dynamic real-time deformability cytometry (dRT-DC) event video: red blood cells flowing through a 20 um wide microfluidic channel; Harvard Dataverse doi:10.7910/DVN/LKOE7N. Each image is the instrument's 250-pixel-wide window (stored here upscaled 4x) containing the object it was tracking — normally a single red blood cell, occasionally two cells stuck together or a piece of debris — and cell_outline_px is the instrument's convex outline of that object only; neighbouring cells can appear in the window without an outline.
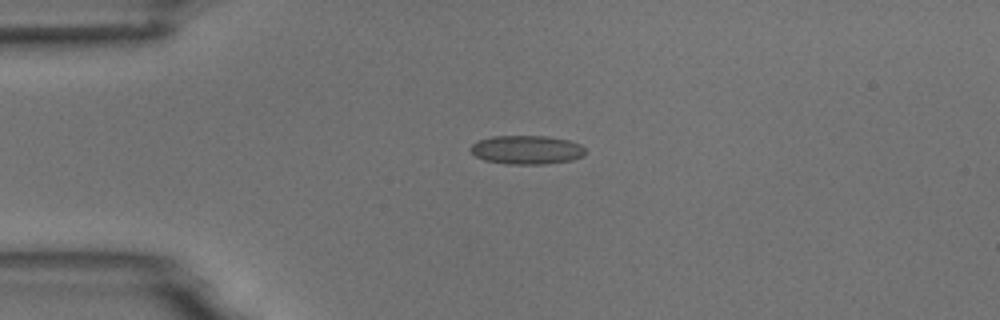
{"species": "common noctule bat (a hibernating species)", "species_latin": "Nyctalus noctula", "temperature_condition": "room temperature", "stored_images_in_passage": 30, "camera_frame_rate_fps": 3000, "um_per_image_px": 0.085, "animal": {"sex": "male", "body_mass_g": 18.8}, "frame": {"image": 1, "passage_image": 1, "time_ms": 0.0, "image_size_px": [1000, 320], "cell_outline_px": [[584, 156], [572, 160], [544, 164], [508, 164], [484, 160], [476, 156], [468, 148], [472, 144], [480, 140], [492, 136], [548, 136], [568, 140], [580, 144], [584, 148]], "centroid_in_image_um": [44.77, 12.73], "position_along_channel_um": 40.2, "area_um2": 19.25}}
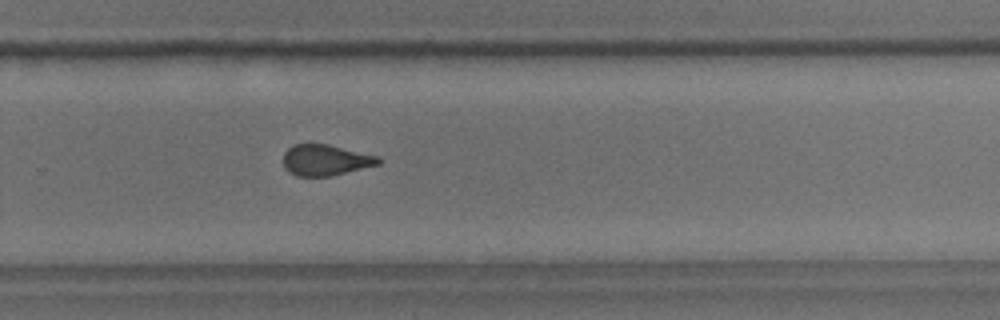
{"frame": {"image": 2, "passage_image": 24, "time_ms": 7.667, "image_size_px": [1000, 320], "cell_outline_px": [[380, 164], [332, 176], [296, 176], [288, 172], [284, 168], [284, 152], [292, 144], [328, 144], [380, 156]], "centroid_in_image_um": [27.67, 13.61], "position_along_channel_um": 302.1, "area_um2": 17.34}}
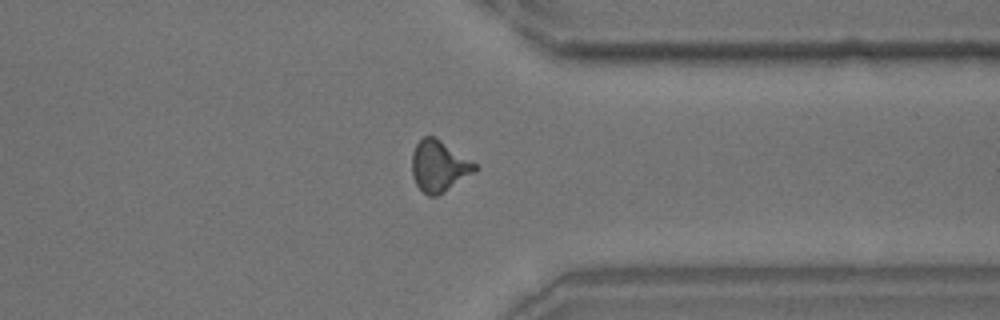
{"frame": {"image": 3, "passage_image": 30, "time_ms": 9.667, "image_size_px": [1000, 320], "cell_outline_px": [[480, 168], [436, 196], [428, 196], [416, 184], [412, 176], [412, 152], [416, 144], [424, 136], [432, 136], [440, 140], [476, 164]], "centroid_in_image_um": [37.28, 14.11], "position_along_channel_um": 374.1, "area_um2": 18.32}, "authors_computed_cell_mechanics": {"area_um2": 17.9758, "velocity_mm_per_s": 3.7539, "shape_relaxation_time_tau1_ms": 6.0781, "shape_relaxation_time_tau2_ms": 1.2565, "deformation_change_tau1": 0.1616, "deformation_change_tau2": 0.0972}}